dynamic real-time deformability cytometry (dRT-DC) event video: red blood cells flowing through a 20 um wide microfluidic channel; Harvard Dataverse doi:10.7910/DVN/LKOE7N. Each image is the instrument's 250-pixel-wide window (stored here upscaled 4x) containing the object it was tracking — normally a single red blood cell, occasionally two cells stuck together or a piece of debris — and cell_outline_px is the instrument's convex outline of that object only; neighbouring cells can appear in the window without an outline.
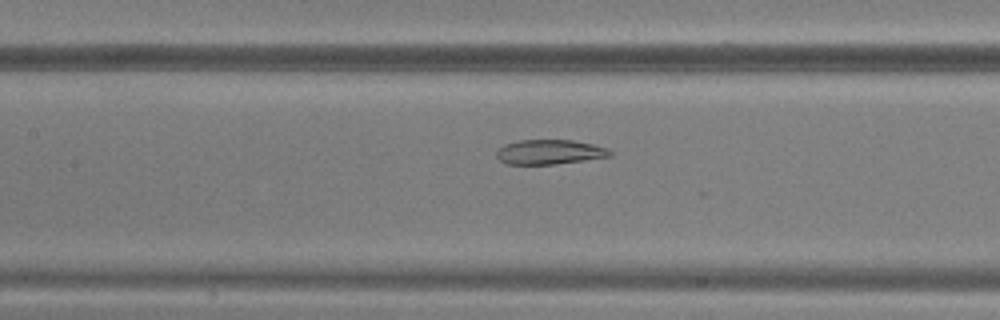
{"species": "common noctule bat (a hibernating species)", "species_latin": "Nyctalus noctula", "temperature_condition": "warm", "stored_images_in_passage": 49, "camera_frame_rate_fps": 3000, "um_per_image_px": 0.085, "animal": {"sex": "male", "body_mass_g": 20.5, "forearm_length_mm": 52.5}, "frame": {"image": 1, "passage_image": 23, "time_ms": 7.333, "image_size_px": [1000, 320], "cell_outline_px": [[612, 156], [556, 164], [504, 164], [496, 156], [496, 152], [504, 144], [516, 140], [572, 140], [592, 144], [608, 148], [612, 152]], "centroid_in_image_um": [46.7, 12.92], "position_along_channel_um": 160.7, "area_um2": 16.36}}
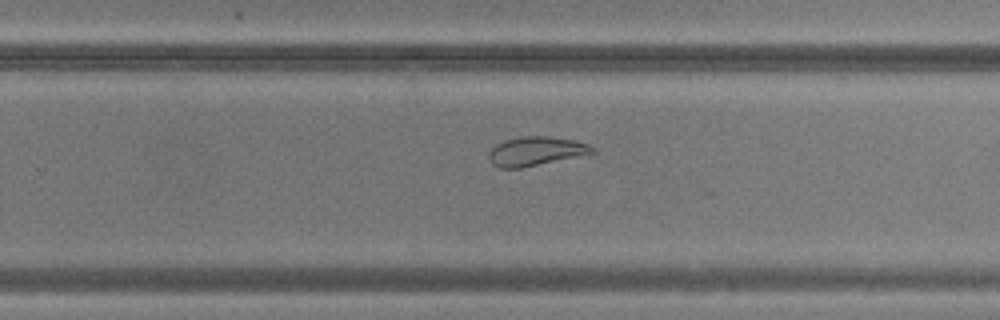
{"frame": {"image": 2, "passage_image": 32, "time_ms": 10.333, "image_size_px": [1000, 320], "cell_outline_px": [[596, 152], [520, 168], [500, 168], [492, 164], [488, 156], [488, 152], [496, 144], [504, 140], [520, 136], [548, 136], [576, 140], [588, 144], [596, 148]], "centroid_in_image_um": [45.53, 12.83], "position_along_channel_um": 284.3, "area_um2": 17.46}}
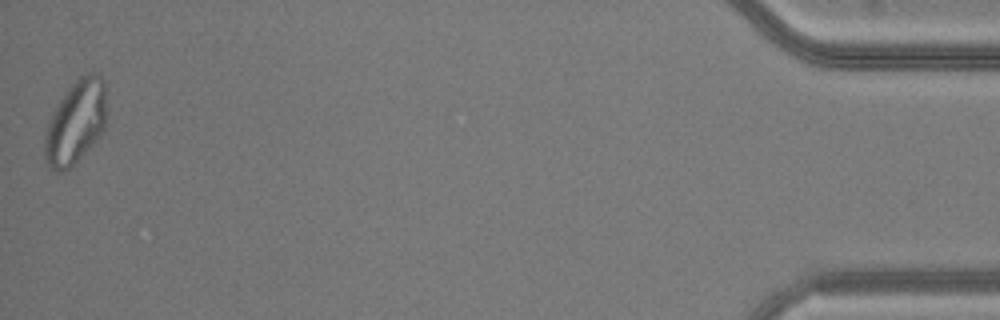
{"frame": {"image": 3, "passage_image": 49, "time_ms": 16.0, "image_size_px": [1000, 320], "cell_outline_px": [[104, 128], [96, 140], [64, 172], [56, 172], [44, 160], [44, 136], [48, 120], [60, 100], [68, 88], [80, 76], [88, 72], [96, 72], [104, 80]], "centroid_in_image_um": [6.39, 10.38], "position_along_channel_um": 428.8, "area_um2": 29.54}}